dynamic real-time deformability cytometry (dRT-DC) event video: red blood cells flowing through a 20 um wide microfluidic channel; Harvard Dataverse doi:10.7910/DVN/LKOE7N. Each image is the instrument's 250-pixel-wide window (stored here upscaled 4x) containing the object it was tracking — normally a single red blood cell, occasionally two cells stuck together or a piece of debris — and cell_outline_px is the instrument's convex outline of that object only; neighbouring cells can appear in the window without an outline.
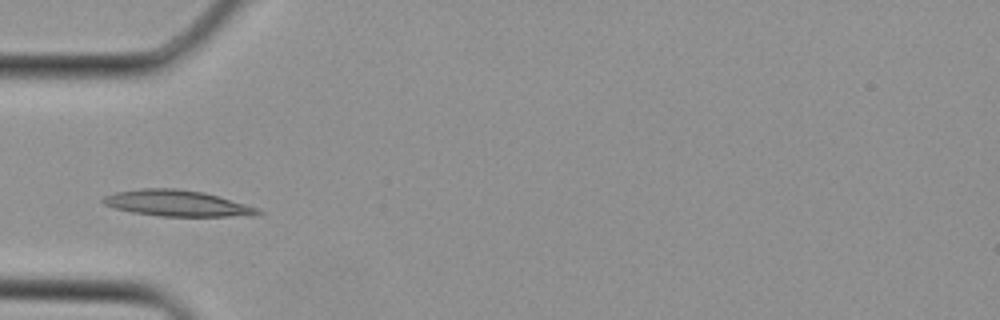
{"species": "Egyptian fruit bat (a non-hibernating species)", "species_latin": "Rousettus aegyptiacus", "temperature_condition": "cold", "stored_images_in_passage": 4, "camera_frame_rate_fps": 3000, "um_per_image_px": 0.085, "animal": {"sex": "female"}, "frame": {"image": 1, "passage_image": 4, "time_ms": 1.0, "image_size_px": [1000, 320], "cell_outline_px": [[264, 212], [256, 216], [160, 216], [132, 212], [116, 208], [104, 204], [100, 200], [104, 196], [116, 192], [140, 188], [176, 188], [204, 192], [244, 204], [256, 208]], "centroid_in_image_um": [15.04, 17.27], "position_along_channel_um": 70.0, "area_um2": 23.41}}